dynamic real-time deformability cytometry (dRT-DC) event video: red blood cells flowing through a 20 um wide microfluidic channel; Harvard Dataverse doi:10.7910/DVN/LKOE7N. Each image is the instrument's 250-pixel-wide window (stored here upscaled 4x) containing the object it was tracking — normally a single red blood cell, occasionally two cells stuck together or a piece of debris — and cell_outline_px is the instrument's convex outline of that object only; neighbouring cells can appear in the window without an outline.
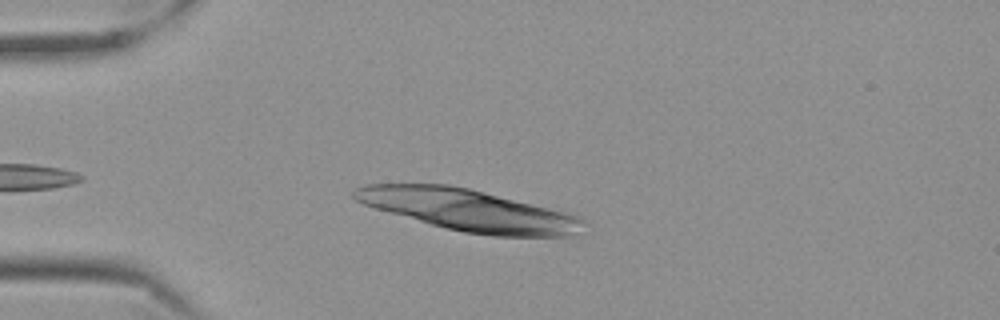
{"species": "Egyptian fruit bat (a non-hibernating species)", "species_latin": "Rousettus aegyptiacus", "temperature_condition": "cold", "stored_images_in_passage": 9, "camera_frame_rate_fps": 3000, "um_per_image_px": 0.085, "frame": {"image": 1, "passage_image": 6, "time_ms": 1.667, "image_size_px": [1000, 320], "cell_outline_px": [[584, 220], [572, 236], [492, 236], [464, 232], [444, 228], [376, 208], [364, 204], [356, 200], [352, 196], [352, 192], [356, 188], [368, 184], [448, 184], [468, 188], [564, 212], [576, 216]], "centroid_in_image_um": [39.75, 17.86], "position_along_channel_um": 45.2, "area_um2": 54.39}}